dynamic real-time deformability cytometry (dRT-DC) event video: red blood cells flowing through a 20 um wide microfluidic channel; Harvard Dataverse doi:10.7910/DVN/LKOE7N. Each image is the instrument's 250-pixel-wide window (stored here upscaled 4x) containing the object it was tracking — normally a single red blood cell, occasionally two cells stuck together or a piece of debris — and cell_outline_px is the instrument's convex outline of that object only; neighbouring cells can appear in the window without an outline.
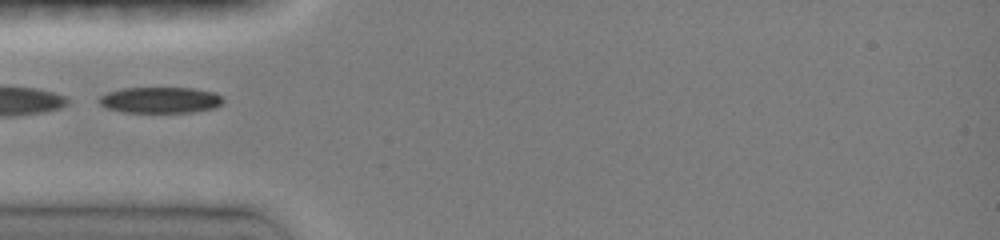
{"species": "common noctule bat (a hibernating species)", "species_latin": "Nyctalus noctula", "temperature_condition": "room temperature", "stored_images_in_passage": 3, "camera_frame_rate_fps": 3000, "um_per_image_px": 0.085, "animal": {"sex": "female", "body_mass_g": 19.0, "forearm_length_mm": 51.5}, "frame": {"image": 1, "passage_image": 1, "time_ms": 0.0, "image_size_px": [1000, 240], "cell_outline_px": [[224, 100], [216, 108], [192, 112], [124, 112], [108, 108], [100, 104], [96, 100], [100, 96], [108, 92], [120, 88], [192, 88], [212, 92], [220, 96]], "centroid_in_image_um": [13.59, 8.5], "position_along_channel_um": 71.4, "area_um2": 18.79}}